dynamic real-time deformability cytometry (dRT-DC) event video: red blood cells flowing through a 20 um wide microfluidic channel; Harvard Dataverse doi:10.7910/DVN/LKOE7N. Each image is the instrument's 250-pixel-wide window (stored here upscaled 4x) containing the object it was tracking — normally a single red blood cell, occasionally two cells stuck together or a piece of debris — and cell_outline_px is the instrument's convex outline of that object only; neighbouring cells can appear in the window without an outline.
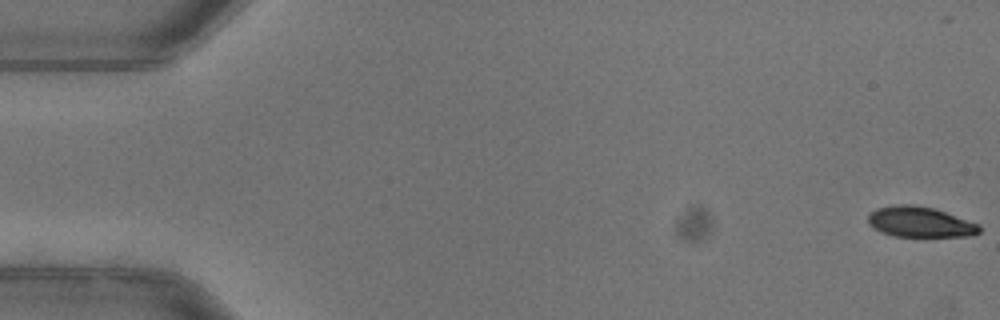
{"species": "common noctule bat (a hibernating species)", "species_latin": "Nyctalus noctula", "temperature_condition": "warm", "stored_images_in_passage": 53, "camera_frame_rate_fps": 3000, "um_per_image_px": 0.085, "animal": {"sex": "female"}, "frame": {"image": 1, "passage_image": 1, "time_ms": 0.0, "image_size_px": [1000, 320], "cell_outline_px": [[980, 232], [972, 236], [892, 236], [880, 232], [872, 228], [868, 224], [868, 216], [876, 208], [896, 204], [912, 204], [932, 208], [980, 224]], "centroid_in_image_um": [78.17, 18.87], "position_along_channel_um": 6.8, "area_um2": 19.77}}
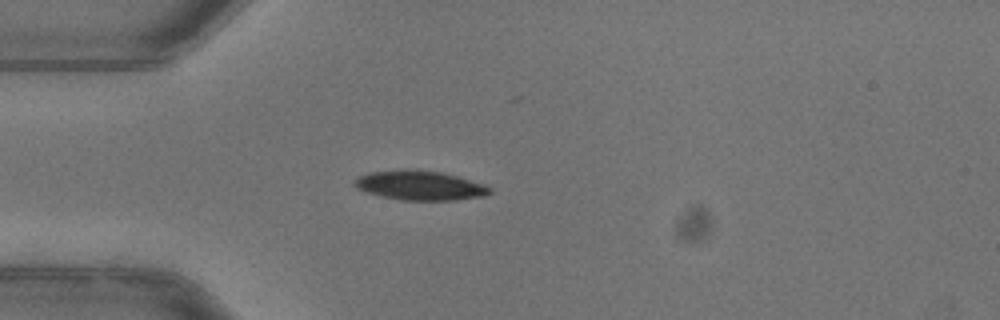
{"frame": {"image": 2, "passage_image": 15, "time_ms": 4.667, "image_size_px": [1000, 320], "cell_outline_px": [[492, 192], [484, 196], [456, 200], [400, 200], [368, 192], [356, 188], [352, 184], [360, 176], [372, 172], [440, 172], [456, 176], [484, 184], [492, 188]], "centroid_in_image_um": [35.77, 15.81], "position_along_channel_um": 49.2, "area_um2": 22.08}, "authors_computed_cell_mechanics": {"area_um2": 22.7154, "velocity_mm_per_s": 3.9598, "shape_relaxation_time_tau1_ms": 3.7604, "shape_relaxation_time_tau2_ms": 4.8206, "deformation_change_tau1": 0.1579, "deformation_change_tau2": 0.0769}}